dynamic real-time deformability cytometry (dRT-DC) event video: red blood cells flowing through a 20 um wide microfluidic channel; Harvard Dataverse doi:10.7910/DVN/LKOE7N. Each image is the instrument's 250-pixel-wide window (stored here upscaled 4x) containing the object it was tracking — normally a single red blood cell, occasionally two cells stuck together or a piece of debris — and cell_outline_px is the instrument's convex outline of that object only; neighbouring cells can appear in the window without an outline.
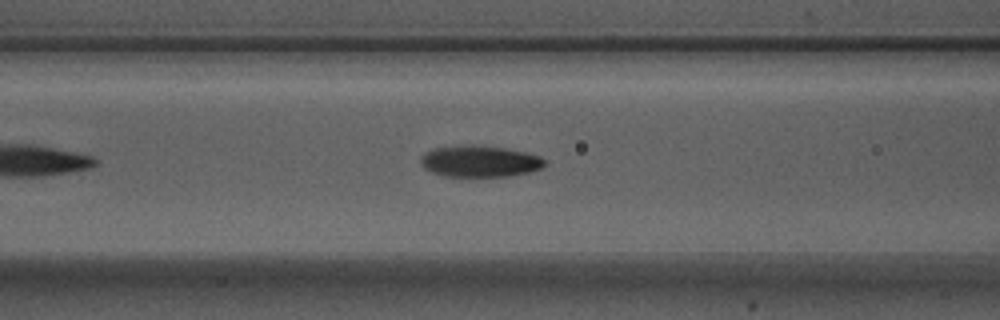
{"species": "Egyptian fruit bat (a non-hibernating species)", "species_latin": "Rousettus aegyptiacus", "temperature_condition": "warm", "stored_images_in_passage": 27, "camera_frame_rate_fps": 3000, "um_per_image_px": 0.085, "animal": {"sex": "male"}, "frame": {"image": 1, "passage_image": 10, "time_ms": 3.0, "image_size_px": [1000, 320], "cell_outline_px": [[548, 164], [540, 168], [528, 172], [512, 176], [440, 176], [424, 168], [420, 164], [420, 156], [424, 152], [436, 148], [472, 144], [504, 148], [524, 152], [540, 156]], "centroid_in_image_um": [40.75, 13.71], "position_along_channel_um": 125.9, "area_um2": 22.77}}
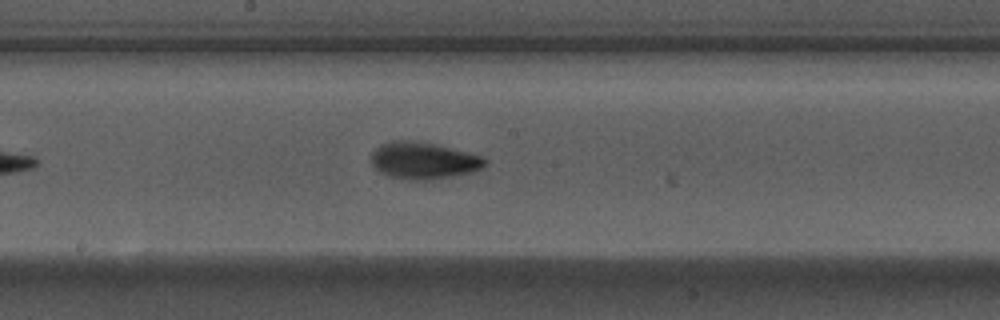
{"frame": {"image": 2, "passage_image": 17, "time_ms": 5.333, "image_size_px": [1000, 320], "cell_outline_px": [[488, 160], [480, 168], [472, 172], [452, 176], [428, 180], [408, 180], [388, 176], [380, 172], [372, 164], [372, 152], [380, 144], [392, 140], [412, 140], [432, 144], [480, 156]], "centroid_in_image_um": [35.93, 13.66], "position_along_channel_um": 212.3, "area_um2": 24.04}}
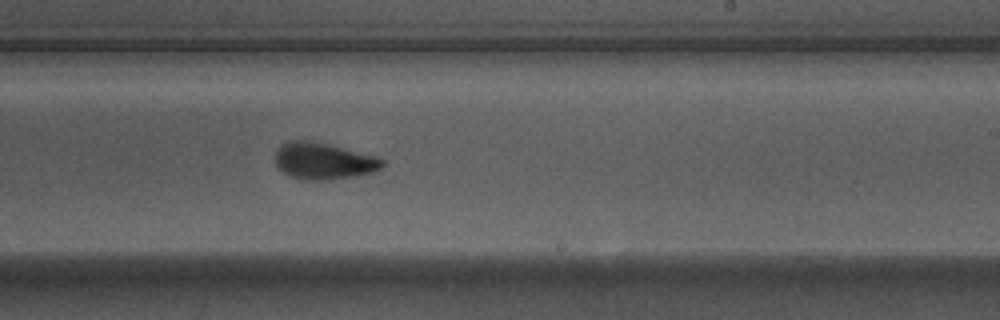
{"frame": {"image": 3, "passage_image": 21, "time_ms": 6.667, "image_size_px": [1000, 320], "cell_outline_px": [[384, 164], [380, 168], [372, 172], [352, 176], [328, 180], [308, 180], [288, 176], [276, 164], [276, 152], [288, 140], [308, 140], [328, 144], [376, 156], [384, 160]], "centroid_in_image_um": [27.5, 13.68], "position_along_channel_um": 261.5, "area_um2": 22.54}}